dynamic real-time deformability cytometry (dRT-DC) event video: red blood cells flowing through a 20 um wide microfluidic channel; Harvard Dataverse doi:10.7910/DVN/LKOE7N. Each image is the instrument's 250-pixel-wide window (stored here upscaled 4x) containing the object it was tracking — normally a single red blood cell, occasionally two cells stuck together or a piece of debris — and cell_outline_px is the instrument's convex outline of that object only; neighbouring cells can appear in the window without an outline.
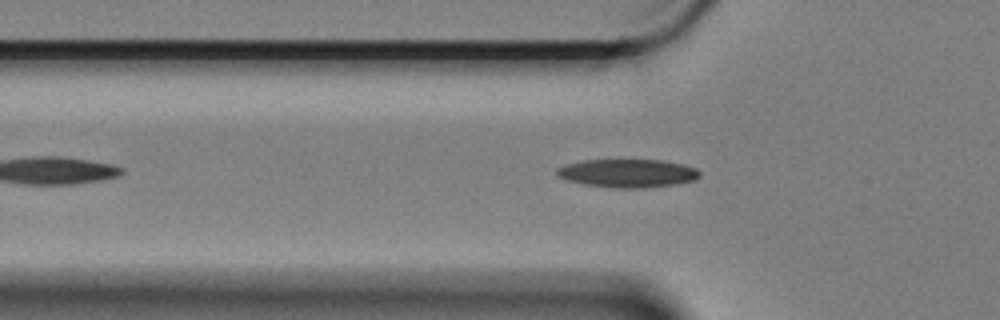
{"species": "Egyptian fruit bat (a non-hibernating species)", "species_latin": "Rousettus aegyptiacus", "temperature_condition": "cold", "stored_images_in_passage": 34, "camera_frame_rate_fps": 3000, "um_per_image_px": 0.085, "animal": {"sex": "female"}, "frame": {"image": 1, "passage_image": 10, "time_ms": 3.0, "image_size_px": [1000, 320], "cell_outline_px": [[700, 176], [696, 180], [676, 184], [648, 188], [612, 188], [584, 184], [568, 180], [556, 176], [556, 168], [564, 164], [584, 160], [664, 160], [684, 164], [696, 168], [700, 172]], "centroid_in_image_um": [53.36, 14.73], "position_along_channel_um": 72.4, "area_um2": 23.87}}
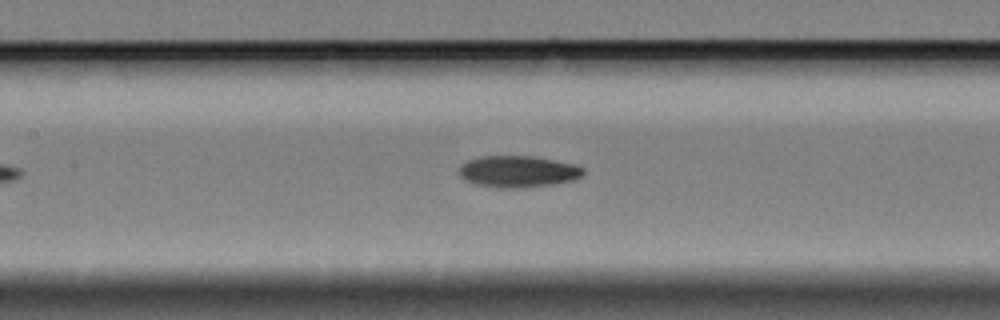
{"frame": {"image": 2, "passage_image": 18, "time_ms": 5.667, "image_size_px": [1000, 320], "cell_outline_px": [[584, 172], [580, 176], [572, 180], [552, 184], [516, 188], [500, 188], [476, 184], [464, 180], [460, 176], [460, 164], [468, 160], [480, 156], [532, 156], [572, 164], [584, 168]], "centroid_in_image_um": [43.97, 14.58], "position_along_channel_um": 163.4, "area_um2": 22.6}}
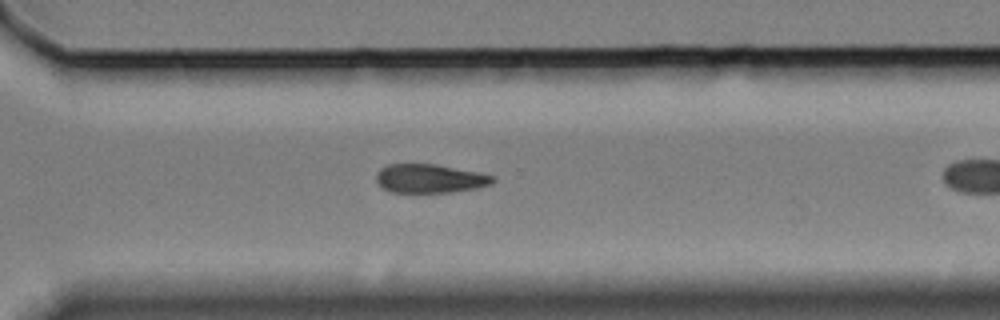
{"frame": {"image": 3, "passage_image": 29, "time_ms": 9.333, "image_size_px": [1000, 320], "cell_outline_px": [[496, 180], [492, 184], [476, 188], [452, 192], [392, 192], [384, 188], [376, 180], [376, 172], [380, 168], [388, 164], [436, 164], [496, 176]], "centroid_in_image_um": [36.55, 15.17], "position_along_channel_um": 334.1, "area_um2": 19.48}}